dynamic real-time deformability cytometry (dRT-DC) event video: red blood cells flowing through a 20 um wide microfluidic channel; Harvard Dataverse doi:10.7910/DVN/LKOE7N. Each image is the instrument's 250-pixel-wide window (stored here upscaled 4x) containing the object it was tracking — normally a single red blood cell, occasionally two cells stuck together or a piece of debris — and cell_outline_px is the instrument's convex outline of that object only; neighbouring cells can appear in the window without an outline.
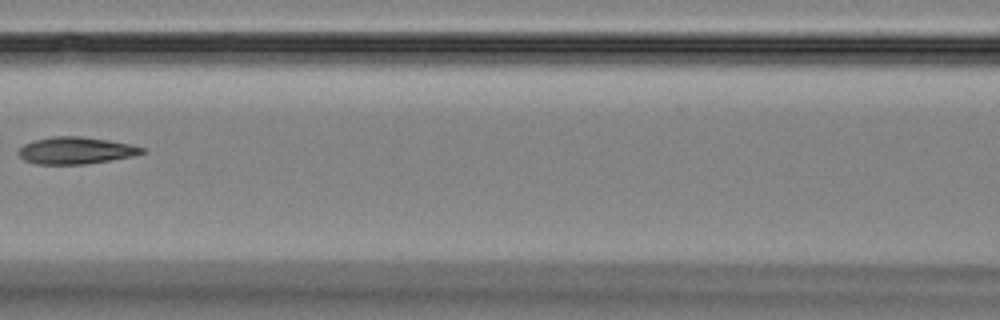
{"species": "Egyptian fruit bat (a non-hibernating species)", "species_latin": "Rousettus aegyptiacus", "temperature_condition": "room temperature", "stored_images_in_passage": 6, "camera_frame_rate_fps": 3000, "um_per_image_px": 0.085, "animal": {"sex": "female"}, "frame": {"image": 1, "passage_image": 5, "time_ms": 5.667, "image_size_px": [1000, 320], "cell_outline_px": [[144, 152], [132, 156], [84, 164], [36, 164], [24, 160], [16, 152], [24, 144], [36, 140], [52, 136], [80, 136], [108, 140], [132, 144], [144, 148]], "centroid_in_image_um": [6.41, 12.79], "position_along_channel_um": 160.2, "area_um2": 19.25}}
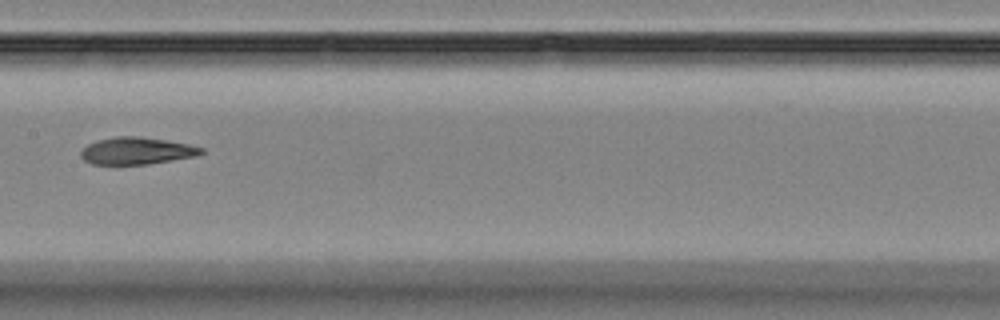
{"frame": {"image": 2, "passage_image": 6, "time_ms": 6.667, "image_size_px": [1000, 320], "cell_outline_px": [[204, 152], [196, 156], [148, 164], [92, 164], [84, 160], [80, 156], [80, 152], [88, 144], [100, 140], [116, 136], [140, 136], [188, 144], [204, 148]], "centroid_in_image_um": [11.62, 12.82], "position_along_channel_um": 195.8, "area_um2": 18.84}}